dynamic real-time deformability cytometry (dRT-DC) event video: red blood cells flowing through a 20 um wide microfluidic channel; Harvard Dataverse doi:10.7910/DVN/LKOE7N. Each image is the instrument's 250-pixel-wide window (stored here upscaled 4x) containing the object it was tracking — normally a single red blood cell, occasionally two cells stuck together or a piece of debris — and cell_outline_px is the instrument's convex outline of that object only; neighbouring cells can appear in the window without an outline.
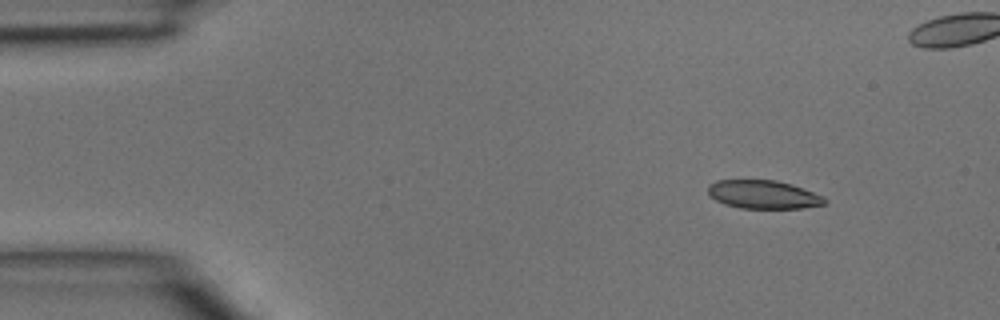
{"species": "common noctule bat (a hibernating species)", "species_latin": "Nyctalus noctula", "temperature_condition": "room temperature", "stored_images_in_passage": 4, "camera_frame_rate_fps": 3000, "um_per_image_px": 0.085, "animal": {"sex": "male", "body_mass_g": 15.6}, "frame": {"image": 1, "passage_image": 1, "time_ms": 0.0, "image_size_px": [1000, 320], "cell_outline_px": [[828, 200], [824, 204], [800, 208], [740, 208], [724, 204], [708, 196], [708, 184], [716, 180], [776, 180], [792, 184], [824, 196]], "centroid_in_image_um": [64.86, 16.53], "position_along_channel_um": 20.1, "area_um2": 19.42}}